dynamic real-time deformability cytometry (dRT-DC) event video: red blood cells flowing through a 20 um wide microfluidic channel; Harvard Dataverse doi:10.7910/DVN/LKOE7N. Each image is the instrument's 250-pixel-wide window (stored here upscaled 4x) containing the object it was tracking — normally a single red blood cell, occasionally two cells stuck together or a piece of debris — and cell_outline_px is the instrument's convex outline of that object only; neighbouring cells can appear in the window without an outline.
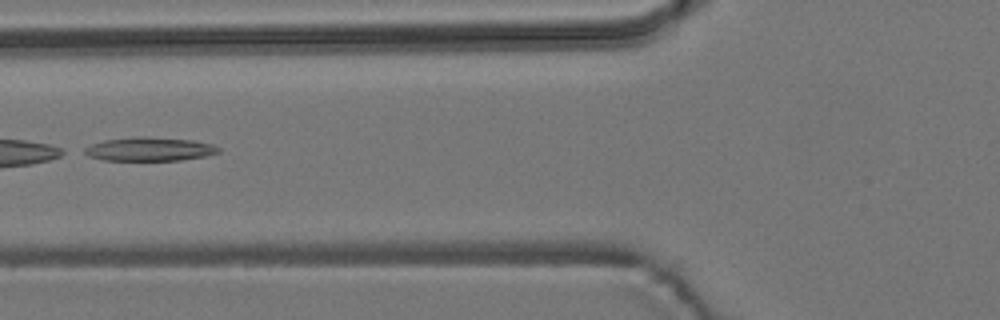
{"species": "common noctule bat (a hibernating species)", "species_latin": "Nyctalus noctula", "temperature_condition": "room temperature", "stored_images_in_passage": 6, "camera_frame_rate_fps": 3000, "um_per_image_px": 0.085, "animal": {"sex": "male", "body_mass_g": 19.2, "forearm_length_mm": 51.8}, "frame": {"image": 1, "passage_image": 6, "time_ms": 1.667, "image_size_px": [1000, 320], "cell_outline_px": [[220, 152], [204, 156], [180, 160], [100, 160], [88, 156], [80, 152], [84, 148], [92, 144], [104, 140], [132, 136], [144, 136], [192, 140], [212, 144], [220, 148]], "centroid_in_image_um": [12.64, 12.67], "position_along_channel_um": 113.2, "area_um2": 18.67}}